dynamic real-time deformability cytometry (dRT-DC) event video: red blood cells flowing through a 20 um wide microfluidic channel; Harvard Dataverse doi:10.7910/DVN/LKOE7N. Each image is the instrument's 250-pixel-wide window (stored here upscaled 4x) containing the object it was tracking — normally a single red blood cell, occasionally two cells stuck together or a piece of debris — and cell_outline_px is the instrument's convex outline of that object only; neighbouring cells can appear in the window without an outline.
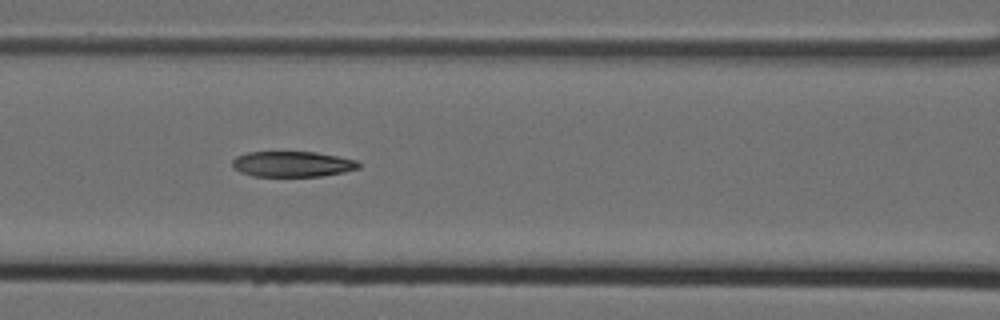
{"species": "Egyptian fruit bat (a non-hibernating species)", "species_latin": "Rousettus aegyptiacus", "temperature_condition": "cold", "stored_images_in_passage": 9, "camera_frame_rate_fps": 3000, "um_per_image_px": 0.085, "animal": {"sex": "female"}, "frame": {"image": 1, "passage_image": 6, "time_ms": 1.667, "image_size_px": [1000, 320], "cell_outline_px": [[360, 168], [344, 172], [320, 176], [252, 176], [240, 172], [232, 168], [232, 160], [236, 156], [248, 152], [316, 152], [356, 160], [360, 164]], "centroid_in_image_um": [24.82, 13.95], "position_along_channel_um": 141.8, "area_um2": 18.84}}
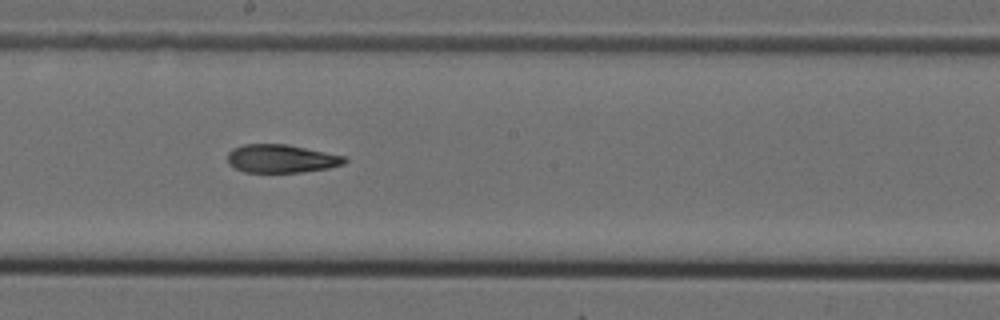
{"frame": {"image": 2, "passage_image": 8, "time_ms": 2.333, "image_size_px": [1000, 320], "cell_outline_px": [[348, 160], [344, 164], [328, 168], [300, 172], [244, 172], [228, 164], [228, 152], [232, 148], [244, 144], [288, 144], [344, 156]], "centroid_in_image_um": [23.89, 13.48], "position_along_channel_um": 224.3, "area_um2": 19.25}}
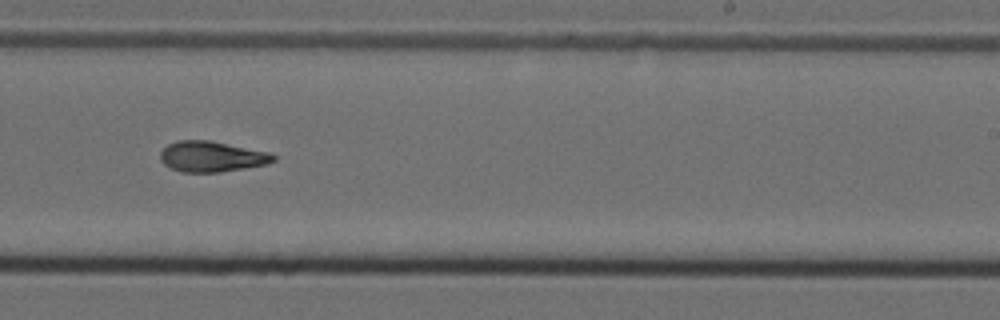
{"frame": {"image": 3, "passage_image": 9, "time_ms": 2.667, "image_size_px": [1000, 320], "cell_outline_px": [[276, 160], [268, 164], [220, 172], [180, 172], [164, 164], [160, 160], [160, 152], [168, 144], [176, 140], [208, 140], [272, 152], [276, 156]], "centroid_in_image_um": [18.02, 13.3], "position_along_channel_um": 271.0, "area_um2": 20.35}}